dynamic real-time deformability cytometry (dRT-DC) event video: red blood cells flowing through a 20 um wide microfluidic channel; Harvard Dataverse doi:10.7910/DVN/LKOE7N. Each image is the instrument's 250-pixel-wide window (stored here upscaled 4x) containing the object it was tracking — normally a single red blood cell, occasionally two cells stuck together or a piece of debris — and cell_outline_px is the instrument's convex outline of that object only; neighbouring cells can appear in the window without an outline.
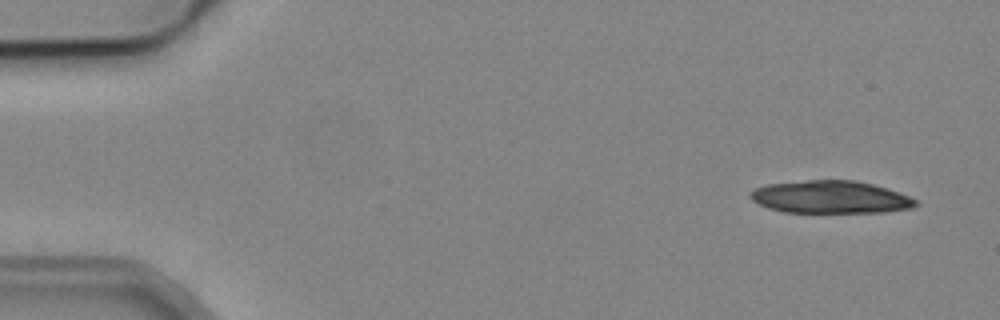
{"species": "common noctule bat (a hibernating species)", "species_latin": "Nyctalus noctula", "temperature_condition": "cold", "stored_images_in_passage": 6, "camera_frame_rate_fps": 3000, "um_per_image_px": 0.085, "animal": {"sex": "male", "body_mass_g": 19.2, "forearm_length_mm": 51.8}, "frame": {"image": 1, "passage_image": 1, "time_ms": 0.0, "image_size_px": [1000, 320], "cell_outline_px": [[920, 204], [912, 208], [884, 212], [784, 212], [768, 208], [752, 200], [748, 196], [748, 192], [756, 188], [768, 184], [808, 180], [856, 180], [888, 188], [908, 196], [916, 200]], "centroid_in_image_um": [70.59, 16.75], "position_along_channel_um": 14.4, "area_um2": 31.44}}
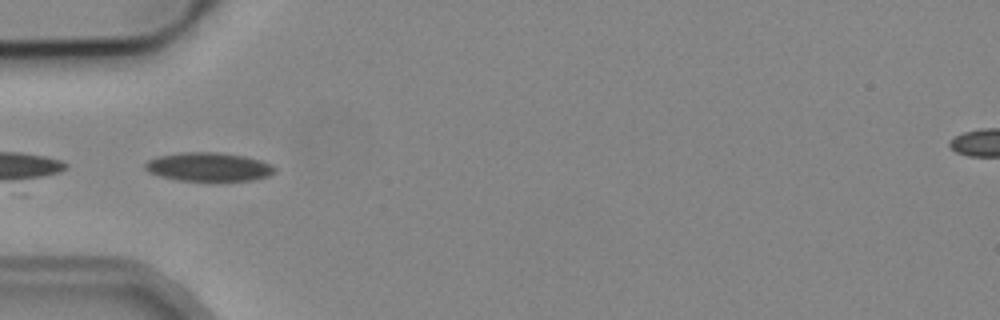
{"frame": {"image": 2, "passage_image": 5, "time_ms": 4.667, "image_size_px": [1000, 320], "cell_outline_px": [[276, 172], [268, 176], [252, 180], [180, 180], [160, 176], [148, 172], [144, 168], [144, 164], [148, 160], [156, 156], [180, 152], [216, 152], [244, 156], [260, 160], [272, 164], [276, 168]], "centroid_in_image_um": [17.72, 14.17], "position_along_channel_um": 67.3, "area_um2": 21.68}}